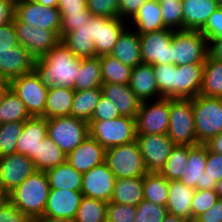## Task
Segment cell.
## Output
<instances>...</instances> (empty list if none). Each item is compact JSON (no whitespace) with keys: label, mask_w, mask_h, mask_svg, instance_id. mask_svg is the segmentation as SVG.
Returning a JSON list of instances; mask_svg holds the SVG:
<instances>
[{"label":"cell","mask_w":222,"mask_h":222,"mask_svg":"<svg viewBox=\"0 0 222 222\" xmlns=\"http://www.w3.org/2000/svg\"><path fill=\"white\" fill-rule=\"evenodd\" d=\"M81 58L60 40L52 50L35 59L34 71L47 87L61 86L74 89Z\"/></svg>","instance_id":"obj_1"},{"label":"cell","mask_w":222,"mask_h":222,"mask_svg":"<svg viewBox=\"0 0 222 222\" xmlns=\"http://www.w3.org/2000/svg\"><path fill=\"white\" fill-rule=\"evenodd\" d=\"M50 191L45 171L36 170L6 197L34 221L43 217Z\"/></svg>","instance_id":"obj_2"},{"label":"cell","mask_w":222,"mask_h":222,"mask_svg":"<svg viewBox=\"0 0 222 222\" xmlns=\"http://www.w3.org/2000/svg\"><path fill=\"white\" fill-rule=\"evenodd\" d=\"M169 126L167 135L175 145L195 146L197 142L193 98H169Z\"/></svg>","instance_id":"obj_3"},{"label":"cell","mask_w":222,"mask_h":222,"mask_svg":"<svg viewBox=\"0 0 222 222\" xmlns=\"http://www.w3.org/2000/svg\"><path fill=\"white\" fill-rule=\"evenodd\" d=\"M193 116L197 142L205 144L222 132V98L194 97Z\"/></svg>","instance_id":"obj_4"},{"label":"cell","mask_w":222,"mask_h":222,"mask_svg":"<svg viewBox=\"0 0 222 222\" xmlns=\"http://www.w3.org/2000/svg\"><path fill=\"white\" fill-rule=\"evenodd\" d=\"M89 135L105 149L136 140L135 118L120 116L111 120H90Z\"/></svg>","instance_id":"obj_5"},{"label":"cell","mask_w":222,"mask_h":222,"mask_svg":"<svg viewBox=\"0 0 222 222\" xmlns=\"http://www.w3.org/2000/svg\"><path fill=\"white\" fill-rule=\"evenodd\" d=\"M105 163L116 179L144 177L148 173L136 140L106 149Z\"/></svg>","instance_id":"obj_6"},{"label":"cell","mask_w":222,"mask_h":222,"mask_svg":"<svg viewBox=\"0 0 222 222\" xmlns=\"http://www.w3.org/2000/svg\"><path fill=\"white\" fill-rule=\"evenodd\" d=\"M89 135L87 121L73 116L47 119V136H49L68 155Z\"/></svg>","instance_id":"obj_7"},{"label":"cell","mask_w":222,"mask_h":222,"mask_svg":"<svg viewBox=\"0 0 222 222\" xmlns=\"http://www.w3.org/2000/svg\"><path fill=\"white\" fill-rule=\"evenodd\" d=\"M173 64H204L208 41L200 30L174 31L172 37Z\"/></svg>","instance_id":"obj_8"},{"label":"cell","mask_w":222,"mask_h":222,"mask_svg":"<svg viewBox=\"0 0 222 222\" xmlns=\"http://www.w3.org/2000/svg\"><path fill=\"white\" fill-rule=\"evenodd\" d=\"M7 86L21 99L31 117H44L49 87L42 84L33 70L13 78Z\"/></svg>","instance_id":"obj_9"},{"label":"cell","mask_w":222,"mask_h":222,"mask_svg":"<svg viewBox=\"0 0 222 222\" xmlns=\"http://www.w3.org/2000/svg\"><path fill=\"white\" fill-rule=\"evenodd\" d=\"M15 17L32 27L54 31L60 37L62 18L57 7H45L32 0H16Z\"/></svg>","instance_id":"obj_10"},{"label":"cell","mask_w":222,"mask_h":222,"mask_svg":"<svg viewBox=\"0 0 222 222\" xmlns=\"http://www.w3.org/2000/svg\"><path fill=\"white\" fill-rule=\"evenodd\" d=\"M169 116V98L142 102L135 117L136 135L167 134Z\"/></svg>","instance_id":"obj_11"},{"label":"cell","mask_w":222,"mask_h":222,"mask_svg":"<svg viewBox=\"0 0 222 222\" xmlns=\"http://www.w3.org/2000/svg\"><path fill=\"white\" fill-rule=\"evenodd\" d=\"M174 30L163 29L140 35L142 63L173 64L172 37Z\"/></svg>","instance_id":"obj_12"},{"label":"cell","mask_w":222,"mask_h":222,"mask_svg":"<svg viewBox=\"0 0 222 222\" xmlns=\"http://www.w3.org/2000/svg\"><path fill=\"white\" fill-rule=\"evenodd\" d=\"M136 141L148 172H160L175 147L167 134H137Z\"/></svg>","instance_id":"obj_13"},{"label":"cell","mask_w":222,"mask_h":222,"mask_svg":"<svg viewBox=\"0 0 222 222\" xmlns=\"http://www.w3.org/2000/svg\"><path fill=\"white\" fill-rule=\"evenodd\" d=\"M36 171L32 159L24 154L0 157V195L6 196Z\"/></svg>","instance_id":"obj_14"},{"label":"cell","mask_w":222,"mask_h":222,"mask_svg":"<svg viewBox=\"0 0 222 222\" xmlns=\"http://www.w3.org/2000/svg\"><path fill=\"white\" fill-rule=\"evenodd\" d=\"M125 20L120 17L107 18L91 16L90 32L91 42L95 43L96 56L111 54L119 36L127 27Z\"/></svg>","instance_id":"obj_15"},{"label":"cell","mask_w":222,"mask_h":222,"mask_svg":"<svg viewBox=\"0 0 222 222\" xmlns=\"http://www.w3.org/2000/svg\"><path fill=\"white\" fill-rule=\"evenodd\" d=\"M14 27L18 36V42L35 58L44 56L61 40L51 30L32 27L14 18Z\"/></svg>","instance_id":"obj_16"},{"label":"cell","mask_w":222,"mask_h":222,"mask_svg":"<svg viewBox=\"0 0 222 222\" xmlns=\"http://www.w3.org/2000/svg\"><path fill=\"white\" fill-rule=\"evenodd\" d=\"M116 177L105 162L83 173V196L110 202Z\"/></svg>","instance_id":"obj_17"},{"label":"cell","mask_w":222,"mask_h":222,"mask_svg":"<svg viewBox=\"0 0 222 222\" xmlns=\"http://www.w3.org/2000/svg\"><path fill=\"white\" fill-rule=\"evenodd\" d=\"M82 198L81 190L50 189L43 217L74 220Z\"/></svg>","instance_id":"obj_18"},{"label":"cell","mask_w":222,"mask_h":222,"mask_svg":"<svg viewBox=\"0 0 222 222\" xmlns=\"http://www.w3.org/2000/svg\"><path fill=\"white\" fill-rule=\"evenodd\" d=\"M34 62L35 58L20 44L0 52V82L8 84L13 78L32 72Z\"/></svg>","instance_id":"obj_19"},{"label":"cell","mask_w":222,"mask_h":222,"mask_svg":"<svg viewBox=\"0 0 222 222\" xmlns=\"http://www.w3.org/2000/svg\"><path fill=\"white\" fill-rule=\"evenodd\" d=\"M204 64L175 65L173 98H194L200 94Z\"/></svg>","instance_id":"obj_20"},{"label":"cell","mask_w":222,"mask_h":222,"mask_svg":"<svg viewBox=\"0 0 222 222\" xmlns=\"http://www.w3.org/2000/svg\"><path fill=\"white\" fill-rule=\"evenodd\" d=\"M106 149L90 135L66 156L68 163L80 173L105 162Z\"/></svg>","instance_id":"obj_21"},{"label":"cell","mask_w":222,"mask_h":222,"mask_svg":"<svg viewBox=\"0 0 222 222\" xmlns=\"http://www.w3.org/2000/svg\"><path fill=\"white\" fill-rule=\"evenodd\" d=\"M207 150L208 147L205 144L189 146L188 161L179 181L193 189L208 187L205 176Z\"/></svg>","instance_id":"obj_22"},{"label":"cell","mask_w":222,"mask_h":222,"mask_svg":"<svg viewBox=\"0 0 222 222\" xmlns=\"http://www.w3.org/2000/svg\"><path fill=\"white\" fill-rule=\"evenodd\" d=\"M47 137V118L31 117L24 121L21 135L16 143V153L24 154L30 159L37 154L40 142Z\"/></svg>","instance_id":"obj_23"},{"label":"cell","mask_w":222,"mask_h":222,"mask_svg":"<svg viewBox=\"0 0 222 222\" xmlns=\"http://www.w3.org/2000/svg\"><path fill=\"white\" fill-rule=\"evenodd\" d=\"M101 90L102 95L114 103L121 116L136 117L142 102L129 84L103 83Z\"/></svg>","instance_id":"obj_24"},{"label":"cell","mask_w":222,"mask_h":222,"mask_svg":"<svg viewBox=\"0 0 222 222\" xmlns=\"http://www.w3.org/2000/svg\"><path fill=\"white\" fill-rule=\"evenodd\" d=\"M129 86L141 102L161 98L153 66L150 64L141 63L132 69Z\"/></svg>","instance_id":"obj_25"},{"label":"cell","mask_w":222,"mask_h":222,"mask_svg":"<svg viewBox=\"0 0 222 222\" xmlns=\"http://www.w3.org/2000/svg\"><path fill=\"white\" fill-rule=\"evenodd\" d=\"M183 30H200L219 8L217 0H182Z\"/></svg>","instance_id":"obj_26"},{"label":"cell","mask_w":222,"mask_h":222,"mask_svg":"<svg viewBox=\"0 0 222 222\" xmlns=\"http://www.w3.org/2000/svg\"><path fill=\"white\" fill-rule=\"evenodd\" d=\"M195 189L179 180L168 181V213L192 221V198Z\"/></svg>","instance_id":"obj_27"},{"label":"cell","mask_w":222,"mask_h":222,"mask_svg":"<svg viewBox=\"0 0 222 222\" xmlns=\"http://www.w3.org/2000/svg\"><path fill=\"white\" fill-rule=\"evenodd\" d=\"M129 22L128 25H131L133 29L135 28L134 30L139 35L166 29L160 4L155 0L145 1Z\"/></svg>","instance_id":"obj_28"},{"label":"cell","mask_w":222,"mask_h":222,"mask_svg":"<svg viewBox=\"0 0 222 222\" xmlns=\"http://www.w3.org/2000/svg\"><path fill=\"white\" fill-rule=\"evenodd\" d=\"M128 27H126L119 36L111 55L116 57L123 64L134 68L142 63L140 35L133 30L131 26Z\"/></svg>","instance_id":"obj_29"},{"label":"cell","mask_w":222,"mask_h":222,"mask_svg":"<svg viewBox=\"0 0 222 222\" xmlns=\"http://www.w3.org/2000/svg\"><path fill=\"white\" fill-rule=\"evenodd\" d=\"M75 90L61 86H51L48 89L44 118L70 116Z\"/></svg>","instance_id":"obj_30"},{"label":"cell","mask_w":222,"mask_h":222,"mask_svg":"<svg viewBox=\"0 0 222 222\" xmlns=\"http://www.w3.org/2000/svg\"><path fill=\"white\" fill-rule=\"evenodd\" d=\"M50 189L81 190L83 174L74 169L66 160L64 163L45 171Z\"/></svg>","instance_id":"obj_31"},{"label":"cell","mask_w":222,"mask_h":222,"mask_svg":"<svg viewBox=\"0 0 222 222\" xmlns=\"http://www.w3.org/2000/svg\"><path fill=\"white\" fill-rule=\"evenodd\" d=\"M25 104L6 85L0 93V124L30 119Z\"/></svg>","instance_id":"obj_32"},{"label":"cell","mask_w":222,"mask_h":222,"mask_svg":"<svg viewBox=\"0 0 222 222\" xmlns=\"http://www.w3.org/2000/svg\"><path fill=\"white\" fill-rule=\"evenodd\" d=\"M143 199V177L116 179L111 202L137 206Z\"/></svg>","instance_id":"obj_33"},{"label":"cell","mask_w":222,"mask_h":222,"mask_svg":"<svg viewBox=\"0 0 222 222\" xmlns=\"http://www.w3.org/2000/svg\"><path fill=\"white\" fill-rule=\"evenodd\" d=\"M61 41L79 58L97 57L95 43L91 42L90 19L87 25L67 33Z\"/></svg>","instance_id":"obj_34"},{"label":"cell","mask_w":222,"mask_h":222,"mask_svg":"<svg viewBox=\"0 0 222 222\" xmlns=\"http://www.w3.org/2000/svg\"><path fill=\"white\" fill-rule=\"evenodd\" d=\"M66 156L61 148L47 136L40 142L37 154L34 155L32 161L36 170L46 171L64 163Z\"/></svg>","instance_id":"obj_35"},{"label":"cell","mask_w":222,"mask_h":222,"mask_svg":"<svg viewBox=\"0 0 222 222\" xmlns=\"http://www.w3.org/2000/svg\"><path fill=\"white\" fill-rule=\"evenodd\" d=\"M99 57L81 58L80 69L74 84V90L101 88L103 84Z\"/></svg>","instance_id":"obj_36"},{"label":"cell","mask_w":222,"mask_h":222,"mask_svg":"<svg viewBox=\"0 0 222 222\" xmlns=\"http://www.w3.org/2000/svg\"><path fill=\"white\" fill-rule=\"evenodd\" d=\"M200 94L207 97L222 98V61L207 55Z\"/></svg>","instance_id":"obj_37"},{"label":"cell","mask_w":222,"mask_h":222,"mask_svg":"<svg viewBox=\"0 0 222 222\" xmlns=\"http://www.w3.org/2000/svg\"><path fill=\"white\" fill-rule=\"evenodd\" d=\"M101 96V88L75 91L70 116L89 122Z\"/></svg>","instance_id":"obj_38"},{"label":"cell","mask_w":222,"mask_h":222,"mask_svg":"<svg viewBox=\"0 0 222 222\" xmlns=\"http://www.w3.org/2000/svg\"><path fill=\"white\" fill-rule=\"evenodd\" d=\"M103 83L129 84L132 67L123 64L111 54L99 56Z\"/></svg>","instance_id":"obj_39"},{"label":"cell","mask_w":222,"mask_h":222,"mask_svg":"<svg viewBox=\"0 0 222 222\" xmlns=\"http://www.w3.org/2000/svg\"><path fill=\"white\" fill-rule=\"evenodd\" d=\"M144 200L166 206L168 202V180L160 172H148L143 177Z\"/></svg>","instance_id":"obj_40"},{"label":"cell","mask_w":222,"mask_h":222,"mask_svg":"<svg viewBox=\"0 0 222 222\" xmlns=\"http://www.w3.org/2000/svg\"><path fill=\"white\" fill-rule=\"evenodd\" d=\"M107 202L83 196L75 222H106Z\"/></svg>","instance_id":"obj_41"},{"label":"cell","mask_w":222,"mask_h":222,"mask_svg":"<svg viewBox=\"0 0 222 222\" xmlns=\"http://www.w3.org/2000/svg\"><path fill=\"white\" fill-rule=\"evenodd\" d=\"M189 157V146L175 145L160 173L168 180H179Z\"/></svg>","instance_id":"obj_42"},{"label":"cell","mask_w":222,"mask_h":222,"mask_svg":"<svg viewBox=\"0 0 222 222\" xmlns=\"http://www.w3.org/2000/svg\"><path fill=\"white\" fill-rule=\"evenodd\" d=\"M24 121L0 124V157L16 153V143Z\"/></svg>","instance_id":"obj_43"},{"label":"cell","mask_w":222,"mask_h":222,"mask_svg":"<svg viewBox=\"0 0 222 222\" xmlns=\"http://www.w3.org/2000/svg\"><path fill=\"white\" fill-rule=\"evenodd\" d=\"M159 4L165 27L174 31L183 30L182 1H165Z\"/></svg>","instance_id":"obj_44"},{"label":"cell","mask_w":222,"mask_h":222,"mask_svg":"<svg viewBox=\"0 0 222 222\" xmlns=\"http://www.w3.org/2000/svg\"><path fill=\"white\" fill-rule=\"evenodd\" d=\"M161 98H173L175 64L152 65Z\"/></svg>","instance_id":"obj_45"},{"label":"cell","mask_w":222,"mask_h":222,"mask_svg":"<svg viewBox=\"0 0 222 222\" xmlns=\"http://www.w3.org/2000/svg\"><path fill=\"white\" fill-rule=\"evenodd\" d=\"M166 206L142 200L136 206V217L134 222H162L167 216Z\"/></svg>","instance_id":"obj_46"},{"label":"cell","mask_w":222,"mask_h":222,"mask_svg":"<svg viewBox=\"0 0 222 222\" xmlns=\"http://www.w3.org/2000/svg\"><path fill=\"white\" fill-rule=\"evenodd\" d=\"M218 199L219 197L213 187L195 189L191 204L192 220L207 211Z\"/></svg>","instance_id":"obj_47"},{"label":"cell","mask_w":222,"mask_h":222,"mask_svg":"<svg viewBox=\"0 0 222 222\" xmlns=\"http://www.w3.org/2000/svg\"><path fill=\"white\" fill-rule=\"evenodd\" d=\"M135 217L136 206L111 201L107 203L106 222H134Z\"/></svg>","instance_id":"obj_48"},{"label":"cell","mask_w":222,"mask_h":222,"mask_svg":"<svg viewBox=\"0 0 222 222\" xmlns=\"http://www.w3.org/2000/svg\"><path fill=\"white\" fill-rule=\"evenodd\" d=\"M87 9L92 16H101L107 18L119 17L120 1L119 0H86Z\"/></svg>","instance_id":"obj_49"},{"label":"cell","mask_w":222,"mask_h":222,"mask_svg":"<svg viewBox=\"0 0 222 222\" xmlns=\"http://www.w3.org/2000/svg\"><path fill=\"white\" fill-rule=\"evenodd\" d=\"M0 222H34L19 210L6 196L0 198Z\"/></svg>","instance_id":"obj_50"},{"label":"cell","mask_w":222,"mask_h":222,"mask_svg":"<svg viewBox=\"0 0 222 222\" xmlns=\"http://www.w3.org/2000/svg\"><path fill=\"white\" fill-rule=\"evenodd\" d=\"M91 16L92 14L88 9L83 13L61 14L60 39H62L67 33L80 28V26L87 25Z\"/></svg>","instance_id":"obj_51"},{"label":"cell","mask_w":222,"mask_h":222,"mask_svg":"<svg viewBox=\"0 0 222 222\" xmlns=\"http://www.w3.org/2000/svg\"><path fill=\"white\" fill-rule=\"evenodd\" d=\"M205 176L207 185L210 187L222 179V154L207 150Z\"/></svg>","instance_id":"obj_52"},{"label":"cell","mask_w":222,"mask_h":222,"mask_svg":"<svg viewBox=\"0 0 222 222\" xmlns=\"http://www.w3.org/2000/svg\"><path fill=\"white\" fill-rule=\"evenodd\" d=\"M200 31L207 38V41L211 39H222V7H219L207 19Z\"/></svg>","instance_id":"obj_53"},{"label":"cell","mask_w":222,"mask_h":222,"mask_svg":"<svg viewBox=\"0 0 222 222\" xmlns=\"http://www.w3.org/2000/svg\"><path fill=\"white\" fill-rule=\"evenodd\" d=\"M120 116L114 103L102 95L94 109L91 120H111Z\"/></svg>","instance_id":"obj_54"},{"label":"cell","mask_w":222,"mask_h":222,"mask_svg":"<svg viewBox=\"0 0 222 222\" xmlns=\"http://www.w3.org/2000/svg\"><path fill=\"white\" fill-rule=\"evenodd\" d=\"M19 45L18 36L14 27V21L0 27V52L11 50Z\"/></svg>","instance_id":"obj_55"},{"label":"cell","mask_w":222,"mask_h":222,"mask_svg":"<svg viewBox=\"0 0 222 222\" xmlns=\"http://www.w3.org/2000/svg\"><path fill=\"white\" fill-rule=\"evenodd\" d=\"M119 17L122 20L130 21L137 13L138 9L148 0H119Z\"/></svg>","instance_id":"obj_56"},{"label":"cell","mask_w":222,"mask_h":222,"mask_svg":"<svg viewBox=\"0 0 222 222\" xmlns=\"http://www.w3.org/2000/svg\"><path fill=\"white\" fill-rule=\"evenodd\" d=\"M60 14L83 13L87 9L86 0H58Z\"/></svg>","instance_id":"obj_57"},{"label":"cell","mask_w":222,"mask_h":222,"mask_svg":"<svg viewBox=\"0 0 222 222\" xmlns=\"http://www.w3.org/2000/svg\"><path fill=\"white\" fill-rule=\"evenodd\" d=\"M196 222H222V199H218L207 211L200 214Z\"/></svg>","instance_id":"obj_58"},{"label":"cell","mask_w":222,"mask_h":222,"mask_svg":"<svg viewBox=\"0 0 222 222\" xmlns=\"http://www.w3.org/2000/svg\"><path fill=\"white\" fill-rule=\"evenodd\" d=\"M16 0H0V27L14 21Z\"/></svg>","instance_id":"obj_59"},{"label":"cell","mask_w":222,"mask_h":222,"mask_svg":"<svg viewBox=\"0 0 222 222\" xmlns=\"http://www.w3.org/2000/svg\"><path fill=\"white\" fill-rule=\"evenodd\" d=\"M208 55L218 61H222V39L208 41Z\"/></svg>","instance_id":"obj_60"},{"label":"cell","mask_w":222,"mask_h":222,"mask_svg":"<svg viewBox=\"0 0 222 222\" xmlns=\"http://www.w3.org/2000/svg\"><path fill=\"white\" fill-rule=\"evenodd\" d=\"M205 145L209 151L222 154V132L211 138Z\"/></svg>","instance_id":"obj_61"},{"label":"cell","mask_w":222,"mask_h":222,"mask_svg":"<svg viewBox=\"0 0 222 222\" xmlns=\"http://www.w3.org/2000/svg\"><path fill=\"white\" fill-rule=\"evenodd\" d=\"M35 222H75V221L70 219L40 217L36 219Z\"/></svg>","instance_id":"obj_62"},{"label":"cell","mask_w":222,"mask_h":222,"mask_svg":"<svg viewBox=\"0 0 222 222\" xmlns=\"http://www.w3.org/2000/svg\"><path fill=\"white\" fill-rule=\"evenodd\" d=\"M162 222H190L182 217L168 213L167 216L162 220Z\"/></svg>","instance_id":"obj_63"},{"label":"cell","mask_w":222,"mask_h":222,"mask_svg":"<svg viewBox=\"0 0 222 222\" xmlns=\"http://www.w3.org/2000/svg\"><path fill=\"white\" fill-rule=\"evenodd\" d=\"M39 4H42L45 7H57L58 6V0H32Z\"/></svg>","instance_id":"obj_64"},{"label":"cell","mask_w":222,"mask_h":222,"mask_svg":"<svg viewBox=\"0 0 222 222\" xmlns=\"http://www.w3.org/2000/svg\"><path fill=\"white\" fill-rule=\"evenodd\" d=\"M214 190L216 191L219 199H222V179L218 181L214 186Z\"/></svg>","instance_id":"obj_65"},{"label":"cell","mask_w":222,"mask_h":222,"mask_svg":"<svg viewBox=\"0 0 222 222\" xmlns=\"http://www.w3.org/2000/svg\"><path fill=\"white\" fill-rule=\"evenodd\" d=\"M6 85H7L6 83L0 82V93Z\"/></svg>","instance_id":"obj_66"},{"label":"cell","mask_w":222,"mask_h":222,"mask_svg":"<svg viewBox=\"0 0 222 222\" xmlns=\"http://www.w3.org/2000/svg\"><path fill=\"white\" fill-rule=\"evenodd\" d=\"M157 1L158 3H163L165 1H182V0H155Z\"/></svg>","instance_id":"obj_67"},{"label":"cell","mask_w":222,"mask_h":222,"mask_svg":"<svg viewBox=\"0 0 222 222\" xmlns=\"http://www.w3.org/2000/svg\"><path fill=\"white\" fill-rule=\"evenodd\" d=\"M219 7H222V0H217Z\"/></svg>","instance_id":"obj_68"}]
</instances>
